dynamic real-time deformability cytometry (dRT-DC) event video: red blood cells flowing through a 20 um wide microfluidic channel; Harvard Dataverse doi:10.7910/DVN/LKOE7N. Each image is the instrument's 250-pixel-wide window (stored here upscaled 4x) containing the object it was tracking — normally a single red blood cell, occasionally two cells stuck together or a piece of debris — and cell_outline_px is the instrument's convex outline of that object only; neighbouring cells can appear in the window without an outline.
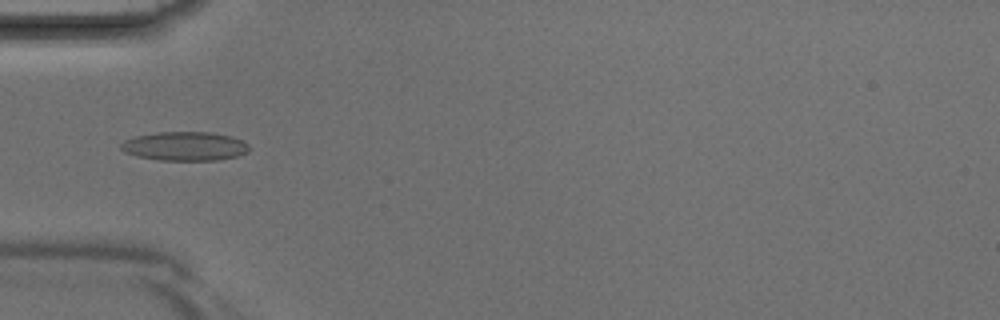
{"species": "Egyptian fruit bat (a non-hibernating species)", "species_latin": "Rousettus aegyptiacus", "temperature_condition": "room temperature", "stored_images_in_passage": 4, "camera_frame_rate_fps": 3000, "um_per_image_px": 0.085, "animal": {"sex": "male"}, "frame": {"image": 1, "passage_image": 3, "time_ms": 0.667, "image_size_px": [1000, 320], "cell_outline_px": [[248, 152], [236, 156], [216, 160], [160, 160], [136, 156], [124, 152], [120, 148], [120, 144], [124, 140], [136, 136], [156, 132], [212, 132], [232, 136], [244, 140], [248, 144]], "centroid_in_image_um": [15.71, 12.42], "position_along_channel_um": 69.3, "area_um2": 21.73}}